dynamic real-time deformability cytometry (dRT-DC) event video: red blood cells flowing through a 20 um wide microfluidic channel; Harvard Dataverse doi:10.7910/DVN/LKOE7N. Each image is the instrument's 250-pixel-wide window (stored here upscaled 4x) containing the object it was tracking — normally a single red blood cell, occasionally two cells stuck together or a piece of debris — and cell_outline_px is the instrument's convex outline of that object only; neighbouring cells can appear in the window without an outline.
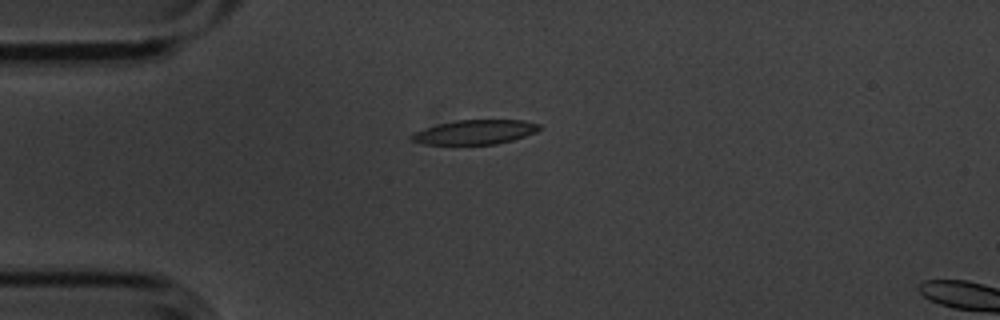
{"species": "common noctule bat (a hibernating species)", "species_latin": "Nyctalus noctula", "temperature_condition": "cold", "stored_images_in_passage": 5, "camera_frame_rate_fps": 3000, "um_per_image_px": 0.085, "animal": {"sex": "male", "body_mass_g": 20.1, "forearm_length_mm": 53.5}, "frame": {"image": 1, "passage_image": 4, "time_ms": 1.0, "image_size_px": [1000, 320], "cell_outline_px": [[540, 128], [536, 132], [512, 140], [496, 144], [424, 144], [412, 140], [408, 136], [412, 132], [424, 128], [456, 120], [524, 120], [540, 124]], "centroid_in_image_um": [40.35, 11.22], "position_along_channel_um": 44.7, "area_um2": 18.09}}